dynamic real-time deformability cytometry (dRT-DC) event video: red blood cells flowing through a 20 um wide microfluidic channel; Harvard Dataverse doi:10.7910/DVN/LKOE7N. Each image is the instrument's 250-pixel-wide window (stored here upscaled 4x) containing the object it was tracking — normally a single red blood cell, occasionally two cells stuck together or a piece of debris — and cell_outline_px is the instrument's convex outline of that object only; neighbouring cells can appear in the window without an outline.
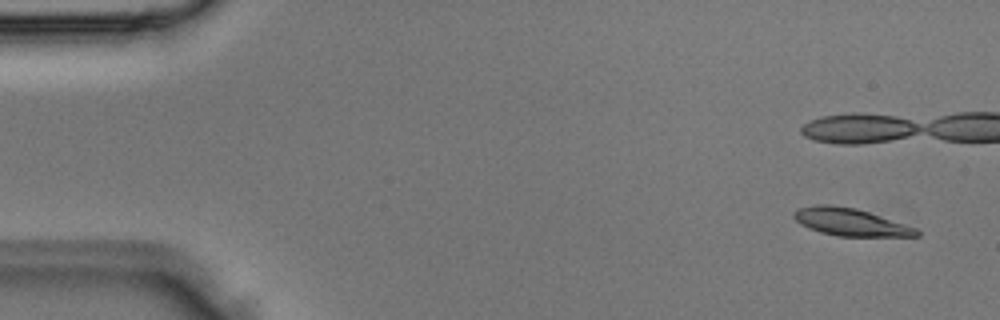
{"species": "Egyptian fruit bat (a non-hibernating species)", "species_latin": "Rousettus aegyptiacus", "temperature_condition": "room temperature", "stored_images_in_passage": 5, "camera_frame_rate_fps": 3000, "um_per_image_px": 0.085, "animal": {"sex": "male"}, "frame": {"image": 1, "passage_image": 1, "time_ms": 0.0, "image_size_px": [1000, 320], "cell_outline_px": [[920, 236], [836, 236], [820, 232], [800, 224], [792, 216], [792, 212], [800, 208], [816, 204], [828, 204], [856, 208], [916, 228], [920, 232]], "centroid_in_image_um": [72.25, 18.87], "position_along_channel_um": 12.8, "area_um2": 19.48}}